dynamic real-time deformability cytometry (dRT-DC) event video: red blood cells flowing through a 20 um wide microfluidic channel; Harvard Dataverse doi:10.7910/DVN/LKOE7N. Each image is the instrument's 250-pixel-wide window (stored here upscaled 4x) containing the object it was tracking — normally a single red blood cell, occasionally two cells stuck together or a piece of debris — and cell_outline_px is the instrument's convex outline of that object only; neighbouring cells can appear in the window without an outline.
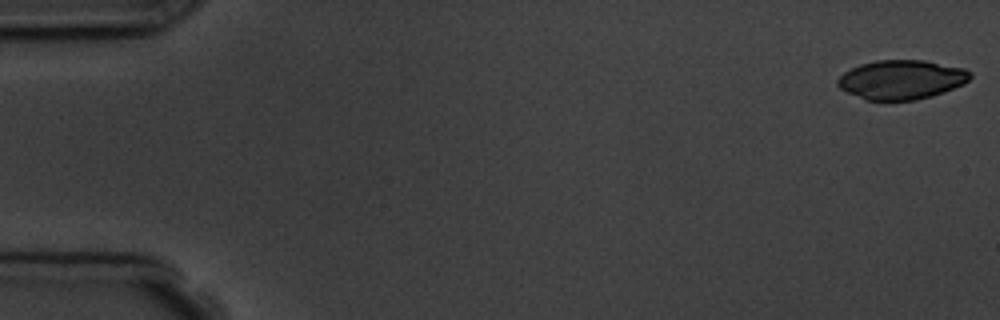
{"species": "common noctule bat (a hibernating species)", "species_latin": "Nyctalus noctula", "temperature_condition": "room temperature", "stored_images_in_passage": 6, "camera_frame_rate_fps": 3000, "um_per_image_px": 0.085, "animal": {"sex": "male", "body_mass_g": 19.5, "forearm_length_mm": 54.6}, "frame": {"image": 1, "passage_image": 1, "time_ms": 0.0, "image_size_px": [1000, 320], "cell_outline_px": [[972, 76], [964, 84], [944, 92], [932, 96], [916, 100], [864, 100], [840, 88], [836, 84], [836, 80], [844, 72], [860, 64], [876, 60], [924, 60], [964, 68], [972, 72]], "centroid_in_image_um": [76.63, 6.77], "position_along_channel_um": 8.4, "area_um2": 30.4}}